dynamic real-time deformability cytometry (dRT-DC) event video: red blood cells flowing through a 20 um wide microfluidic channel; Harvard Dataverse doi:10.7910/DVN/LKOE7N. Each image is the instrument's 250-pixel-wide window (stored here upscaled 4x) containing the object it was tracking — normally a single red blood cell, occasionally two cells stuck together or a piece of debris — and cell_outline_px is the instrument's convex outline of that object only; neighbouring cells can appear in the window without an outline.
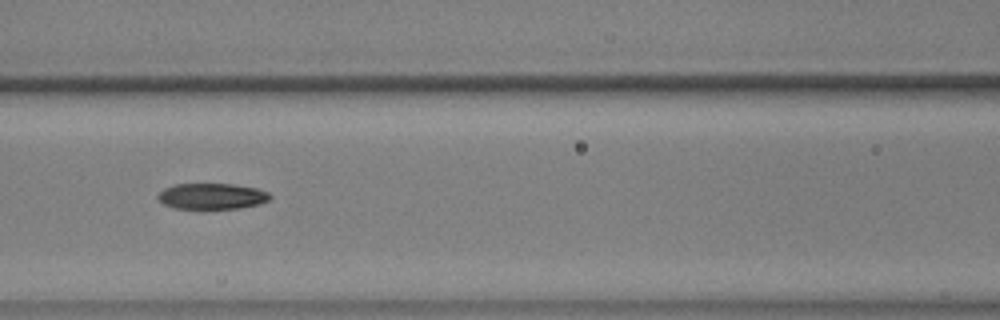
{"species": "common noctule bat (a hibernating species)", "species_latin": "Nyctalus noctula", "temperature_condition": "warm", "stored_images_in_passage": 48, "camera_frame_rate_fps": 3000, "um_per_image_px": 0.085, "animal": {"sex": "male", "body_mass_g": 17.9, "forearm_length_mm": 54.2}, "frame": {"image": 1, "passage_image": 17, "time_ms": 5.333, "image_size_px": [1000, 320], "cell_outline_px": [[272, 196], [268, 200], [260, 204], [240, 208], [204, 212], [200, 212], [172, 208], [164, 204], [156, 196], [164, 188], [176, 184], [232, 184], [256, 188], [268, 192]], "centroid_in_image_um": [17.98, 16.74], "position_along_channel_um": 148.6, "area_um2": 17.86}}
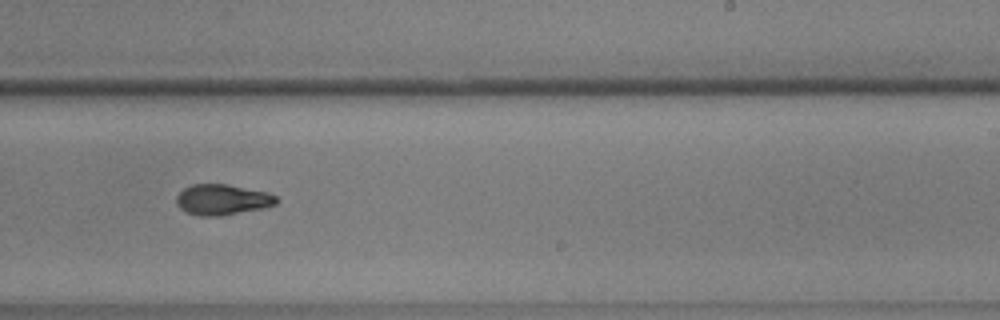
{"frame": {"image": 2, "passage_image": 27, "time_ms": 8.667, "image_size_px": [1000, 320], "cell_outline_px": [[280, 200], [276, 204], [264, 208], [220, 216], [200, 216], [188, 212], [180, 208], [176, 204], [176, 196], [184, 188], [192, 184], [228, 184], [268, 192], [276, 196]], "centroid_in_image_um": [18.92, 16.96], "position_along_channel_um": 270.1, "area_um2": 17.98}}
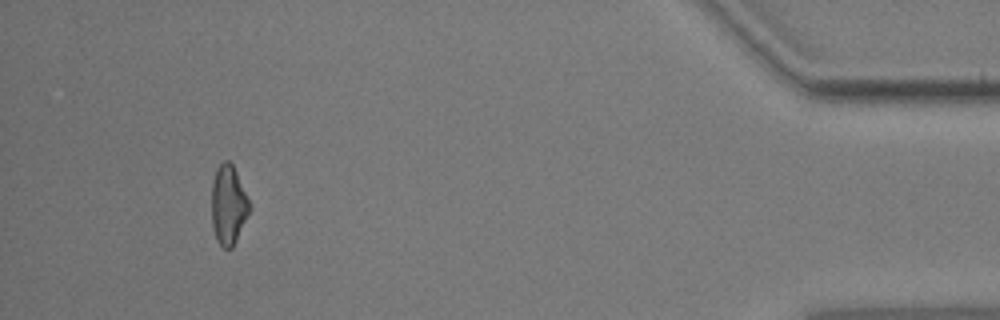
{"frame": {"image": 3, "passage_image": 44, "time_ms": 14.333, "image_size_px": [1000, 320], "cell_outline_px": [[252, 208], [232, 248], [224, 248], [216, 240], [212, 224], [212, 180], [216, 168], [224, 160], [228, 160], [232, 164], [252, 204]], "centroid_in_image_um": [19.43, 17.41], "position_along_channel_um": 415.8, "area_um2": 17.69}, "authors_computed_cell_mechanics": {"area_um2": 17.8024, "velocity_mm_per_s": 3.6522, "shape_relaxation_time_tau1_ms": 8.744, "shape_relaxation_time_tau2_ms": 2.8397, "deformation_change_tau1": 0.2488, "deformation_change_tau2": 0.0914}}